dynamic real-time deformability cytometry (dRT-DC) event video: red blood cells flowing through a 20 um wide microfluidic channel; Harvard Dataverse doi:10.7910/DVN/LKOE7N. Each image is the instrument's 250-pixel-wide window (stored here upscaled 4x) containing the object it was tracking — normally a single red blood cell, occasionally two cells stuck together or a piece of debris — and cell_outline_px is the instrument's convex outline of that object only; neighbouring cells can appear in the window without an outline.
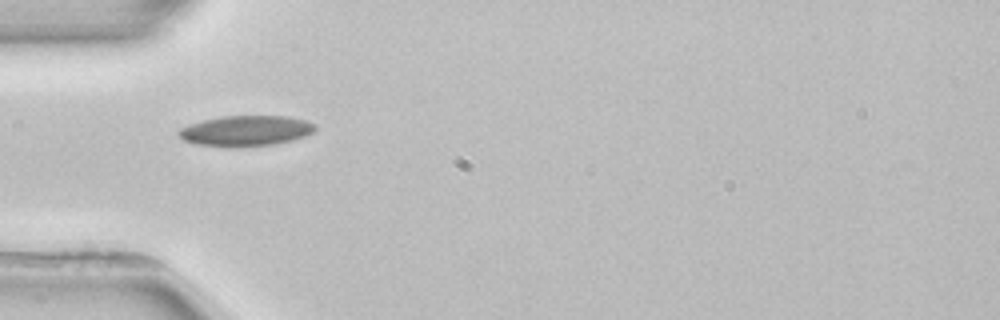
{"species": "common noctule bat (a hibernating species)", "species_latin": "Nyctalus noctula", "temperature_condition": "room temperature", "stored_images_in_passage": 6, "camera_frame_rate_fps": 3000, "um_per_image_px": 0.085, "animal": {"sex": "female", "body_mass_g": 22.7, "forearm_length_mm": 54.2}, "frame": {"image": 1, "passage_image": 4, "time_ms": 4.0, "image_size_px": [1000, 320], "cell_outline_px": [[316, 128], [312, 132], [304, 136], [292, 140], [272, 144], [236, 148], [196, 144], [184, 140], [176, 132], [180, 128], [204, 120], [220, 116], [288, 116], [304, 120], [316, 124]], "centroid_in_image_um": [20.89, 11.12], "position_along_channel_um": 64.1, "area_um2": 24.22}}